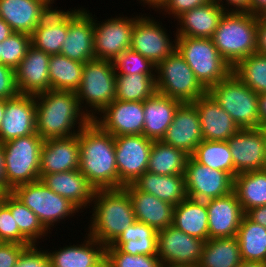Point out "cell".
Masks as SVG:
<instances>
[{
	"label": "cell",
	"instance_id": "cell-46",
	"mask_svg": "<svg viewBox=\"0 0 266 267\" xmlns=\"http://www.w3.org/2000/svg\"><path fill=\"white\" fill-rule=\"evenodd\" d=\"M105 264L108 267H161L157 255H130L118 248H105Z\"/></svg>",
	"mask_w": 266,
	"mask_h": 267
},
{
	"label": "cell",
	"instance_id": "cell-28",
	"mask_svg": "<svg viewBox=\"0 0 266 267\" xmlns=\"http://www.w3.org/2000/svg\"><path fill=\"white\" fill-rule=\"evenodd\" d=\"M82 244L66 245L48 251L51 267H102L105 264V246L86 233Z\"/></svg>",
	"mask_w": 266,
	"mask_h": 267
},
{
	"label": "cell",
	"instance_id": "cell-8",
	"mask_svg": "<svg viewBox=\"0 0 266 267\" xmlns=\"http://www.w3.org/2000/svg\"><path fill=\"white\" fill-rule=\"evenodd\" d=\"M213 99L243 128H259L258 93L231 73L207 91Z\"/></svg>",
	"mask_w": 266,
	"mask_h": 267
},
{
	"label": "cell",
	"instance_id": "cell-16",
	"mask_svg": "<svg viewBox=\"0 0 266 267\" xmlns=\"http://www.w3.org/2000/svg\"><path fill=\"white\" fill-rule=\"evenodd\" d=\"M227 143L234 163V177L240 173L266 169L264 137L259 128L240 129Z\"/></svg>",
	"mask_w": 266,
	"mask_h": 267
},
{
	"label": "cell",
	"instance_id": "cell-66",
	"mask_svg": "<svg viewBox=\"0 0 266 267\" xmlns=\"http://www.w3.org/2000/svg\"><path fill=\"white\" fill-rule=\"evenodd\" d=\"M161 267H174V266L161 265Z\"/></svg>",
	"mask_w": 266,
	"mask_h": 267
},
{
	"label": "cell",
	"instance_id": "cell-49",
	"mask_svg": "<svg viewBox=\"0 0 266 267\" xmlns=\"http://www.w3.org/2000/svg\"><path fill=\"white\" fill-rule=\"evenodd\" d=\"M19 94L15 70L0 63V100L12 99Z\"/></svg>",
	"mask_w": 266,
	"mask_h": 267
},
{
	"label": "cell",
	"instance_id": "cell-6",
	"mask_svg": "<svg viewBox=\"0 0 266 267\" xmlns=\"http://www.w3.org/2000/svg\"><path fill=\"white\" fill-rule=\"evenodd\" d=\"M115 91L116 72L111 61L92 59L84 63L82 80L75 92L82 110L91 120L115 100Z\"/></svg>",
	"mask_w": 266,
	"mask_h": 267
},
{
	"label": "cell",
	"instance_id": "cell-59",
	"mask_svg": "<svg viewBox=\"0 0 266 267\" xmlns=\"http://www.w3.org/2000/svg\"><path fill=\"white\" fill-rule=\"evenodd\" d=\"M139 1V0H138ZM140 3H143L145 6L148 5V7L155 9V11H159L160 8L164 5L165 0H140Z\"/></svg>",
	"mask_w": 266,
	"mask_h": 267
},
{
	"label": "cell",
	"instance_id": "cell-48",
	"mask_svg": "<svg viewBox=\"0 0 266 267\" xmlns=\"http://www.w3.org/2000/svg\"><path fill=\"white\" fill-rule=\"evenodd\" d=\"M14 267H51L48 252L45 249L41 251L36 244L28 246Z\"/></svg>",
	"mask_w": 266,
	"mask_h": 267
},
{
	"label": "cell",
	"instance_id": "cell-20",
	"mask_svg": "<svg viewBox=\"0 0 266 267\" xmlns=\"http://www.w3.org/2000/svg\"><path fill=\"white\" fill-rule=\"evenodd\" d=\"M203 140L196 106L192 102L181 103L161 141L192 156Z\"/></svg>",
	"mask_w": 266,
	"mask_h": 267
},
{
	"label": "cell",
	"instance_id": "cell-26",
	"mask_svg": "<svg viewBox=\"0 0 266 267\" xmlns=\"http://www.w3.org/2000/svg\"><path fill=\"white\" fill-rule=\"evenodd\" d=\"M50 11L41 0H0V18L13 32L30 36Z\"/></svg>",
	"mask_w": 266,
	"mask_h": 267
},
{
	"label": "cell",
	"instance_id": "cell-57",
	"mask_svg": "<svg viewBox=\"0 0 266 267\" xmlns=\"http://www.w3.org/2000/svg\"><path fill=\"white\" fill-rule=\"evenodd\" d=\"M266 11V0H250V13L260 16Z\"/></svg>",
	"mask_w": 266,
	"mask_h": 267
},
{
	"label": "cell",
	"instance_id": "cell-33",
	"mask_svg": "<svg viewBox=\"0 0 266 267\" xmlns=\"http://www.w3.org/2000/svg\"><path fill=\"white\" fill-rule=\"evenodd\" d=\"M173 226L189 236L209 239L206 201L187 197L174 207Z\"/></svg>",
	"mask_w": 266,
	"mask_h": 267
},
{
	"label": "cell",
	"instance_id": "cell-50",
	"mask_svg": "<svg viewBox=\"0 0 266 267\" xmlns=\"http://www.w3.org/2000/svg\"><path fill=\"white\" fill-rule=\"evenodd\" d=\"M211 1L212 0H165V3L160 10H163L164 13L162 12V14L171 15V17L176 19L186 11L203 6Z\"/></svg>",
	"mask_w": 266,
	"mask_h": 267
},
{
	"label": "cell",
	"instance_id": "cell-56",
	"mask_svg": "<svg viewBox=\"0 0 266 267\" xmlns=\"http://www.w3.org/2000/svg\"><path fill=\"white\" fill-rule=\"evenodd\" d=\"M258 113L260 126L266 125V93L258 94Z\"/></svg>",
	"mask_w": 266,
	"mask_h": 267
},
{
	"label": "cell",
	"instance_id": "cell-42",
	"mask_svg": "<svg viewBox=\"0 0 266 267\" xmlns=\"http://www.w3.org/2000/svg\"><path fill=\"white\" fill-rule=\"evenodd\" d=\"M192 157L202 165L228 172L234 178V163L227 141H201Z\"/></svg>",
	"mask_w": 266,
	"mask_h": 267
},
{
	"label": "cell",
	"instance_id": "cell-7",
	"mask_svg": "<svg viewBox=\"0 0 266 267\" xmlns=\"http://www.w3.org/2000/svg\"><path fill=\"white\" fill-rule=\"evenodd\" d=\"M44 140L38 133L2 143L6 187H15L40 179V155Z\"/></svg>",
	"mask_w": 266,
	"mask_h": 267
},
{
	"label": "cell",
	"instance_id": "cell-5",
	"mask_svg": "<svg viewBox=\"0 0 266 267\" xmlns=\"http://www.w3.org/2000/svg\"><path fill=\"white\" fill-rule=\"evenodd\" d=\"M175 39L176 50L207 91L232 73L233 68L219 54L211 38L175 37Z\"/></svg>",
	"mask_w": 266,
	"mask_h": 267
},
{
	"label": "cell",
	"instance_id": "cell-40",
	"mask_svg": "<svg viewBox=\"0 0 266 267\" xmlns=\"http://www.w3.org/2000/svg\"><path fill=\"white\" fill-rule=\"evenodd\" d=\"M3 202L10 208L19 231L32 243L38 246L39 240L48 235V230L36 214L17 199L11 192L3 194ZM47 233V234H46ZM39 239V240H38Z\"/></svg>",
	"mask_w": 266,
	"mask_h": 267
},
{
	"label": "cell",
	"instance_id": "cell-51",
	"mask_svg": "<svg viewBox=\"0 0 266 267\" xmlns=\"http://www.w3.org/2000/svg\"><path fill=\"white\" fill-rule=\"evenodd\" d=\"M28 246L31 245L0 242V267H14Z\"/></svg>",
	"mask_w": 266,
	"mask_h": 267
},
{
	"label": "cell",
	"instance_id": "cell-39",
	"mask_svg": "<svg viewBox=\"0 0 266 267\" xmlns=\"http://www.w3.org/2000/svg\"><path fill=\"white\" fill-rule=\"evenodd\" d=\"M242 261L266 262V228L243 216L236 235Z\"/></svg>",
	"mask_w": 266,
	"mask_h": 267
},
{
	"label": "cell",
	"instance_id": "cell-17",
	"mask_svg": "<svg viewBox=\"0 0 266 267\" xmlns=\"http://www.w3.org/2000/svg\"><path fill=\"white\" fill-rule=\"evenodd\" d=\"M70 10L68 34L60 54L73 61L85 63L95 59L94 18L85 8Z\"/></svg>",
	"mask_w": 266,
	"mask_h": 267
},
{
	"label": "cell",
	"instance_id": "cell-35",
	"mask_svg": "<svg viewBox=\"0 0 266 267\" xmlns=\"http://www.w3.org/2000/svg\"><path fill=\"white\" fill-rule=\"evenodd\" d=\"M242 263L237 237L211 238L204 246L197 267H239Z\"/></svg>",
	"mask_w": 266,
	"mask_h": 267
},
{
	"label": "cell",
	"instance_id": "cell-31",
	"mask_svg": "<svg viewBox=\"0 0 266 267\" xmlns=\"http://www.w3.org/2000/svg\"><path fill=\"white\" fill-rule=\"evenodd\" d=\"M69 29V10H51L31 35V45L49 55L60 54Z\"/></svg>",
	"mask_w": 266,
	"mask_h": 267
},
{
	"label": "cell",
	"instance_id": "cell-10",
	"mask_svg": "<svg viewBox=\"0 0 266 267\" xmlns=\"http://www.w3.org/2000/svg\"><path fill=\"white\" fill-rule=\"evenodd\" d=\"M11 193L36 214L49 232L54 224L74 216L80 210L70 200L46 187L40 179L19 185Z\"/></svg>",
	"mask_w": 266,
	"mask_h": 267
},
{
	"label": "cell",
	"instance_id": "cell-23",
	"mask_svg": "<svg viewBox=\"0 0 266 267\" xmlns=\"http://www.w3.org/2000/svg\"><path fill=\"white\" fill-rule=\"evenodd\" d=\"M79 133L64 138L46 139L40 155L39 177L79 169Z\"/></svg>",
	"mask_w": 266,
	"mask_h": 267
},
{
	"label": "cell",
	"instance_id": "cell-65",
	"mask_svg": "<svg viewBox=\"0 0 266 267\" xmlns=\"http://www.w3.org/2000/svg\"><path fill=\"white\" fill-rule=\"evenodd\" d=\"M1 46L2 44L0 43V63H1Z\"/></svg>",
	"mask_w": 266,
	"mask_h": 267
},
{
	"label": "cell",
	"instance_id": "cell-63",
	"mask_svg": "<svg viewBox=\"0 0 266 267\" xmlns=\"http://www.w3.org/2000/svg\"><path fill=\"white\" fill-rule=\"evenodd\" d=\"M47 7H49L51 10H53L54 0H41Z\"/></svg>",
	"mask_w": 266,
	"mask_h": 267
},
{
	"label": "cell",
	"instance_id": "cell-58",
	"mask_svg": "<svg viewBox=\"0 0 266 267\" xmlns=\"http://www.w3.org/2000/svg\"><path fill=\"white\" fill-rule=\"evenodd\" d=\"M14 32L11 27L0 18V43H2L5 39H7Z\"/></svg>",
	"mask_w": 266,
	"mask_h": 267
},
{
	"label": "cell",
	"instance_id": "cell-52",
	"mask_svg": "<svg viewBox=\"0 0 266 267\" xmlns=\"http://www.w3.org/2000/svg\"><path fill=\"white\" fill-rule=\"evenodd\" d=\"M218 3L225 11H235V12H249L250 13V0H214ZM227 2L223 4L224 2ZM227 4V5H226ZM228 6L233 8H226Z\"/></svg>",
	"mask_w": 266,
	"mask_h": 267
},
{
	"label": "cell",
	"instance_id": "cell-61",
	"mask_svg": "<svg viewBox=\"0 0 266 267\" xmlns=\"http://www.w3.org/2000/svg\"><path fill=\"white\" fill-rule=\"evenodd\" d=\"M5 114V100H0V125Z\"/></svg>",
	"mask_w": 266,
	"mask_h": 267
},
{
	"label": "cell",
	"instance_id": "cell-1",
	"mask_svg": "<svg viewBox=\"0 0 266 267\" xmlns=\"http://www.w3.org/2000/svg\"><path fill=\"white\" fill-rule=\"evenodd\" d=\"M79 171L95 188H119L115 137L91 120L79 132Z\"/></svg>",
	"mask_w": 266,
	"mask_h": 267
},
{
	"label": "cell",
	"instance_id": "cell-18",
	"mask_svg": "<svg viewBox=\"0 0 266 267\" xmlns=\"http://www.w3.org/2000/svg\"><path fill=\"white\" fill-rule=\"evenodd\" d=\"M99 115L93 121L114 137L143 133L144 102L115 99Z\"/></svg>",
	"mask_w": 266,
	"mask_h": 267
},
{
	"label": "cell",
	"instance_id": "cell-12",
	"mask_svg": "<svg viewBox=\"0 0 266 267\" xmlns=\"http://www.w3.org/2000/svg\"><path fill=\"white\" fill-rule=\"evenodd\" d=\"M153 141L142 134L115 137L119 188L134 183L148 169Z\"/></svg>",
	"mask_w": 266,
	"mask_h": 267
},
{
	"label": "cell",
	"instance_id": "cell-47",
	"mask_svg": "<svg viewBox=\"0 0 266 267\" xmlns=\"http://www.w3.org/2000/svg\"><path fill=\"white\" fill-rule=\"evenodd\" d=\"M0 242L33 245L20 231L10 208L0 203Z\"/></svg>",
	"mask_w": 266,
	"mask_h": 267
},
{
	"label": "cell",
	"instance_id": "cell-19",
	"mask_svg": "<svg viewBox=\"0 0 266 267\" xmlns=\"http://www.w3.org/2000/svg\"><path fill=\"white\" fill-rule=\"evenodd\" d=\"M35 96L22 95L5 100V114L0 125V143L36 132Z\"/></svg>",
	"mask_w": 266,
	"mask_h": 267
},
{
	"label": "cell",
	"instance_id": "cell-11",
	"mask_svg": "<svg viewBox=\"0 0 266 267\" xmlns=\"http://www.w3.org/2000/svg\"><path fill=\"white\" fill-rule=\"evenodd\" d=\"M204 240L189 236L170 225L157 231V256L162 265L197 267Z\"/></svg>",
	"mask_w": 266,
	"mask_h": 267
},
{
	"label": "cell",
	"instance_id": "cell-54",
	"mask_svg": "<svg viewBox=\"0 0 266 267\" xmlns=\"http://www.w3.org/2000/svg\"><path fill=\"white\" fill-rule=\"evenodd\" d=\"M245 215L253 222L266 228V205L252 208Z\"/></svg>",
	"mask_w": 266,
	"mask_h": 267
},
{
	"label": "cell",
	"instance_id": "cell-37",
	"mask_svg": "<svg viewBox=\"0 0 266 267\" xmlns=\"http://www.w3.org/2000/svg\"><path fill=\"white\" fill-rule=\"evenodd\" d=\"M188 157L163 141H153L147 171L158 175H184Z\"/></svg>",
	"mask_w": 266,
	"mask_h": 267
},
{
	"label": "cell",
	"instance_id": "cell-21",
	"mask_svg": "<svg viewBox=\"0 0 266 267\" xmlns=\"http://www.w3.org/2000/svg\"><path fill=\"white\" fill-rule=\"evenodd\" d=\"M209 239L235 237L245 215L237 195L231 193L206 201Z\"/></svg>",
	"mask_w": 266,
	"mask_h": 267
},
{
	"label": "cell",
	"instance_id": "cell-22",
	"mask_svg": "<svg viewBox=\"0 0 266 267\" xmlns=\"http://www.w3.org/2000/svg\"><path fill=\"white\" fill-rule=\"evenodd\" d=\"M49 54L30 46L15 69L20 94L36 96L49 90Z\"/></svg>",
	"mask_w": 266,
	"mask_h": 267
},
{
	"label": "cell",
	"instance_id": "cell-13",
	"mask_svg": "<svg viewBox=\"0 0 266 267\" xmlns=\"http://www.w3.org/2000/svg\"><path fill=\"white\" fill-rule=\"evenodd\" d=\"M146 15L137 14L130 49L149 59L156 66L176 50V39L170 40L172 37H168L170 35H167L166 28L162 27V22Z\"/></svg>",
	"mask_w": 266,
	"mask_h": 267
},
{
	"label": "cell",
	"instance_id": "cell-15",
	"mask_svg": "<svg viewBox=\"0 0 266 267\" xmlns=\"http://www.w3.org/2000/svg\"><path fill=\"white\" fill-rule=\"evenodd\" d=\"M95 59L113 61L121 53L130 49L132 29L136 17H111L104 22L94 17ZM97 21V22H96ZM99 22V23H98ZM101 22V23H100Z\"/></svg>",
	"mask_w": 266,
	"mask_h": 267
},
{
	"label": "cell",
	"instance_id": "cell-64",
	"mask_svg": "<svg viewBox=\"0 0 266 267\" xmlns=\"http://www.w3.org/2000/svg\"><path fill=\"white\" fill-rule=\"evenodd\" d=\"M260 17L266 22V11L262 13Z\"/></svg>",
	"mask_w": 266,
	"mask_h": 267
},
{
	"label": "cell",
	"instance_id": "cell-4",
	"mask_svg": "<svg viewBox=\"0 0 266 267\" xmlns=\"http://www.w3.org/2000/svg\"><path fill=\"white\" fill-rule=\"evenodd\" d=\"M258 16L249 12L226 11L211 38L219 54L233 68L256 53Z\"/></svg>",
	"mask_w": 266,
	"mask_h": 267
},
{
	"label": "cell",
	"instance_id": "cell-29",
	"mask_svg": "<svg viewBox=\"0 0 266 267\" xmlns=\"http://www.w3.org/2000/svg\"><path fill=\"white\" fill-rule=\"evenodd\" d=\"M226 11L214 0L176 18L180 25L174 37L212 38Z\"/></svg>",
	"mask_w": 266,
	"mask_h": 267
},
{
	"label": "cell",
	"instance_id": "cell-60",
	"mask_svg": "<svg viewBox=\"0 0 266 267\" xmlns=\"http://www.w3.org/2000/svg\"><path fill=\"white\" fill-rule=\"evenodd\" d=\"M239 267H266V262L242 261Z\"/></svg>",
	"mask_w": 266,
	"mask_h": 267
},
{
	"label": "cell",
	"instance_id": "cell-27",
	"mask_svg": "<svg viewBox=\"0 0 266 267\" xmlns=\"http://www.w3.org/2000/svg\"><path fill=\"white\" fill-rule=\"evenodd\" d=\"M124 188L128 191L137 221L151 226L156 231L173 225L174 205L139 191L133 184Z\"/></svg>",
	"mask_w": 266,
	"mask_h": 267
},
{
	"label": "cell",
	"instance_id": "cell-38",
	"mask_svg": "<svg viewBox=\"0 0 266 267\" xmlns=\"http://www.w3.org/2000/svg\"><path fill=\"white\" fill-rule=\"evenodd\" d=\"M84 63L65 55L54 54L49 59V90L76 91L82 80Z\"/></svg>",
	"mask_w": 266,
	"mask_h": 267
},
{
	"label": "cell",
	"instance_id": "cell-14",
	"mask_svg": "<svg viewBox=\"0 0 266 267\" xmlns=\"http://www.w3.org/2000/svg\"><path fill=\"white\" fill-rule=\"evenodd\" d=\"M185 183L189 198L207 201L225 196L233 191L234 178L225 171L215 170L188 157Z\"/></svg>",
	"mask_w": 266,
	"mask_h": 267
},
{
	"label": "cell",
	"instance_id": "cell-41",
	"mask_svg": "<svg viewBox=\"0 0 266 267\" xmlns=\"http://www.w3.org/2000/svg\"><path fill=\"white\" fill-rule=\"evenodd\" d=\"M155 92V76L148 74L116 75V100L144 102Z\"/></svg>",
	"mask_w": 266,
	"mask_h": 267
},
{
	"label": "cell",
	"instance_id": "cell-9",
	"mask_svg": "<svg viewBox=\"0 0 266 267\" xmlns=\"http://www.w3.org/2000/svg\"><path fill=\"white\" fill-rule=\"evenodd\" d=\"M155 84L156 92L182 103L194 102L207 93L177 50L156 65Z\"/></svg>",
	"mask_w": 266,
	"mask_h": 267
},
{
	"label": "cell",
	"instance_id": "cell-24",
	"mask_svg": "<svg viewBox=\"0 0 266 267\" xmlns=\"http://www.w3.org/2000/svg\"><path fill=\"white\" fill-rule=\"evenodd\" d=\"M192 103L198 112L204 140L227 141L240 130L232 117L208 92Z\"/></svg>",
	"mask_w": 266,
	"mask_h": 267
},
{
	"label": "cell",
	"instance_id": "cell-44",
	"mask_svg": "<svg viewBox=\"0 0 266 267\" xmlns=\"http://www.w3.org/2000/svg\"><path fill=\"white\" fill-rule=\"evenodd\" d=\"M112 63L116 75L148 74L149 76H155L156 66L149 59L132 49H127L121 53Z\"/></svg>",
	"mask_w": 266,
	"mask_h": 267
},
{
	"label": "cell",
	"instance_id": "cell-25",
	"mask_svg": "<svg viewBox=\"0 0 266 267\" xmlns=\"http://www.w3.org/2000/svg\"><path fill=\"white\" fill-rule=\"evenodd\" d=\"M40 181L81 210L90 207L96 191L79 169L42 175Z\"/></svg>",
	"mask_w": 266,
	"mask_h": 267
},
{
	"label": "cell",
	"instance_id": "cell-2",
	"mask_svg": "<svg viewBox=\"0 0 266 267\" xmlns=\"http://www.w3.org/2000/svg\"><path fill=\"white\" fill-rule=\"evenodd\" d=\"M35 103L36 132L43 140L77 135L91 121L74 91L50 89L36 95Z\"/></svg>",
	"mask_w": 266,
	"mask_h": 267
},
{
	"label": "cell",
	"instance_id": "cell-30",
	"mask_svg": "<svg viewBox=\"0 0 266 267\" xmlns=\"http://www.w3.org/2000/svg\"><path fill=\"white\" fill-rule=\"evenodd\" d=\"M181 103L177 99L158 92L147 98L144 101V128L142 135L152 141H161Z\"/></svg>",
	"mask_w": 266,
	"mask_h": 267
},
{
	"label": "cell",
	"instance_id": "cell-55",
	"mask_svg": "<svg viewBox=\"0 0 266 267\" xmlns=\"http://www.w3.org/2000/svg\"><path fill=\"white\" fill-rule=\"evenodd\" d=\"M0 192L2 194L11 192L6 187L5 168H4V154H3L2 143H0Z\"/></svg>",
	"mask_w": 266,
	"mask_h": 267
},
{
	"label": "cell",
	"instance_id": "cell-34",
	"mask_svg": "<svg viewBox=\"0 0 266 267\" xmlns=\"http://www.w3.org/2000/svg\"><path fill=\"white\" fill-rule=\"evenodd\" d=\"M105 248H118L130 255H157V231L136 220Z\"/></svg>",
	"mask_w": 266,
	"mask_h": 267
},
{
	"label": "cell",
	"instance_id": "cell-53",
	"mask_svg": "<svg viewBox=\"0 0 266 267\" xmlns=\"http://www.w3.org/2000/svg\"><path fill=\"white\" fill-rule=\"evenodd\" d=\"M256 53L266 56V22L258 16Z\"/></svg>",
	"mask_w": 266,
	"mask_h": 267
},
{
	"label": "cell",
	"instance_id": "cell-3",
	"mask_svg": "<svg viewBox=\"0 0 266 267\" xmlns=\"http://www.w3.org/2000/svg\"><path fill=\"white\" fill-rule=\"evenodd\" d=\"M91 205L93 213L88 234L104 246L111 245L136 221L131 199L124 187L96 190Z\"/></svg>",
	"mask_w": 266,
	"mask_h": 267
},
{
	"label": "cell",
	"instance_id": "cell-62",
	"mask_svg": "<svg viewBox=\"0 0 266 267\" xmlns=\"http://www.w3.org/2000/svg\"><path fill=\"white\" fill-rule=\"evenodd\" d=\"M259 129L262 132V135L264 137V143H265V149H266V125L259 126Z\"/></svg>",
	"mask_w": 266,
	"mask_h": 267
},
{
	"label": "cell",
	"instance_id": "cell-45",
	"mask_svg": "<svg viewBox=\"0 0 266 267\" xmlns=\"http://www.w3.org/2000/svg\"><path fill=\"white\" fill-rule=\"evenodd\" d=\"M1 44V63L15 70L31 46V36L14 32Z\"/></svg>",
	"mask_w": 266,
	"mask_h": 267
},
{
	"label": "cell",
	"instance_id": "cell-43",
	"mask_svg": "<svg viewBox=\"0 0 266 267\" xmlns=\"http://www.w3.org/2000/svg\"><path fill=\"white\" fill-rule=\"evenodd\" d=\"M232 73L254 92L266 93V56L251 54L240 60L233 67Z\"/></svg>",
	"mask_w": 266,
	"mask_h": 267
},
{
	"label": "cell",
	"instance_id": "cell-32",
	"mask_svg": "<svg viewBox=\"0 0 266 267\" xmlns=\"http://www.w3.org/2000/svg\"><path fill=\"white\" fill-rule=\"evenodd\" d=\"M132 184L139 191L152 194L174 206L188 197L184 175H158L146 171Z\"/></svg>",
	"mask_w": 266,
	"mask_h": 267
},
{
	"label": "cell",
	"instance_id": "cell-36",
	"mask_svg": "<svg viewBox=\"0 0 266 267\" xmlns=\"http://www.w3.org/2000/svg\"><path fill=\"white\" fill-rule=\"evenodd\" d=\"M233 191L244 213L266 205V169L237 174L234 177Z\"/></svg>",
	"mask_w": 266,
	"mask_h": 267
}]
</instances>
